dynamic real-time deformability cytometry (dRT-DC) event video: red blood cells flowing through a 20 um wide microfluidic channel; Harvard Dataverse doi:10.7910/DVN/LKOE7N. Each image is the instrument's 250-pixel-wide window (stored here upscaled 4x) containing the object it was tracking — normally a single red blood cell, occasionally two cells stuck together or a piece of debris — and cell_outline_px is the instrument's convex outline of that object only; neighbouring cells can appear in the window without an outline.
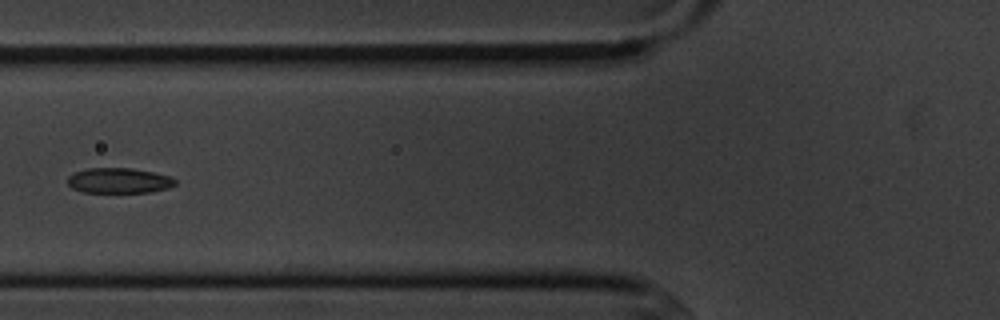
{"species": "common noctule bat (a hibernating species)", "species_latin": "Nyctalus noctula", "temperature_condition": "cold", "stored_images_in_passage": 8, "camera_frame_rate_fps": 3000, "um_per_image_px": 0.085, "animal": {"sex": "male", "body_mass_g": 20.1, "forearm_length_mm": 53.5}, "frame": {"image": 1, "passage_image": 7, "time_ms": 7.0, "image_size_px": [1000, 320], "cell_outline_px": [[176, 184], [168, 188], [152, 192], [84, 192], [72, 188], [68, 184], [68, 176], [76, 172], [88, 168], [132, 168], [172, 176], [176, 180]], "centroid_in_image_um": [10.14, 15.35], "position_along_channel_um": 115.7, "area_um2": 15.84}}
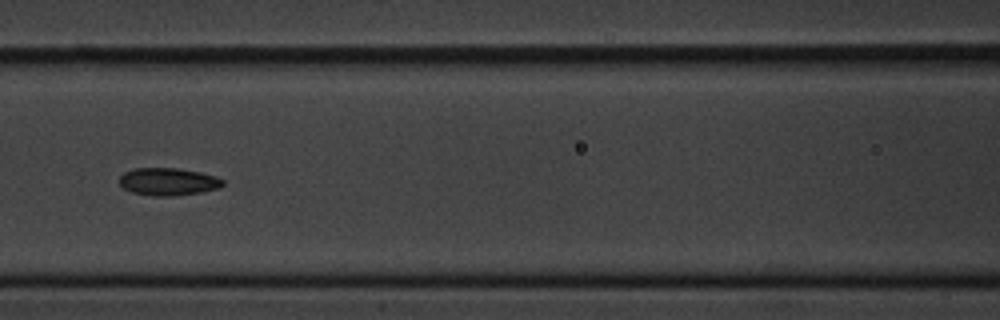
{"frame": {"image": 2, "passage_image": 8, "time_ms": 8.0, "image_size_px": [1000, 320], "cell_outline_px": [[224, 184], [220, 188], [200, 192], [168, 196], [152, 196], [132, 192], [124, 188], [120, 184], [120, 176], [124, 172], [132, 168], [180, 168], [200, 172], [216, 176], [224, 180]], "centroid_in_image_um": [14.3, 15.43], "position_along_channel_um": 152.3, "area_um2": 16.65}}